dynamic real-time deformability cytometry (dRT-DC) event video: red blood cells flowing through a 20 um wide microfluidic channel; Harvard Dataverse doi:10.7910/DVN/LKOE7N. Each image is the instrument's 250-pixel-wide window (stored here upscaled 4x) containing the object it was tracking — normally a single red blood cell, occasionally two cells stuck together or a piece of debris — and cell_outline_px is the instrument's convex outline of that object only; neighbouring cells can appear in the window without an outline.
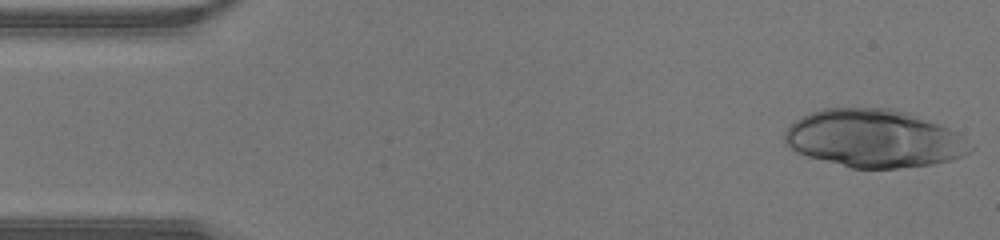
{"species": "human", "species_latin": "Homo sapiens", "temperature_condition": "warm", "stored_images_in_passage": 43, "camera_frame_rate_fps": 3000, "um_per_image_px": 0.085, "donor": {"sex": "male"}, "frame": {"image": 1, "passage_image": 1, "time_ms": 0.0, "image_size_px": [1000, 240], "cell_outline_px": [[976, 148], [972, 152], [952, 160], [932, 164], [896, 168], [852, 168], [808, 156], [796, 152], [784, 144], [784, 132], [796, 120], [812, 112], [824, 108], [888, 108], [908, 112], [948, 128], [956, 132]], "centroid_in_image_um": [74.3, 11.78], "position_along_channel_um": 10.7, "area_um2": 62.42}}
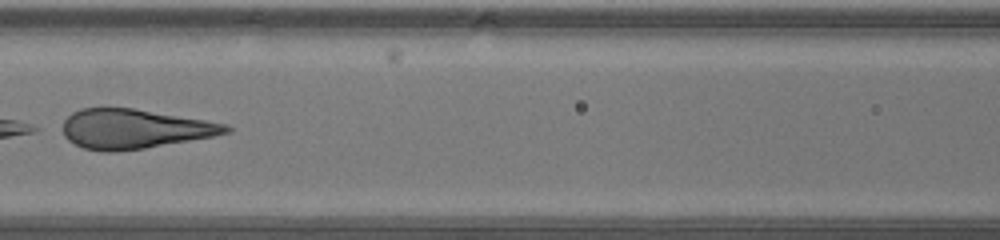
{"frame": {"image": 2, "passage_image": 19, "time_ms": 6.0, "image_size_px": [1000, 240], "cell_outline_px": [[232, 132], [212, 136], [144, 148], [116, 152], [104, 152], [84, 148], [68, 140], [64, 136], [64, 120], [72, 112], [80, 108], [132, 108], [228, 124], [232, 128]], "centroid_in_image_um": [11.41, 10.96], "position_along_channel_um": 155.2, "area_um2": 37.22}}
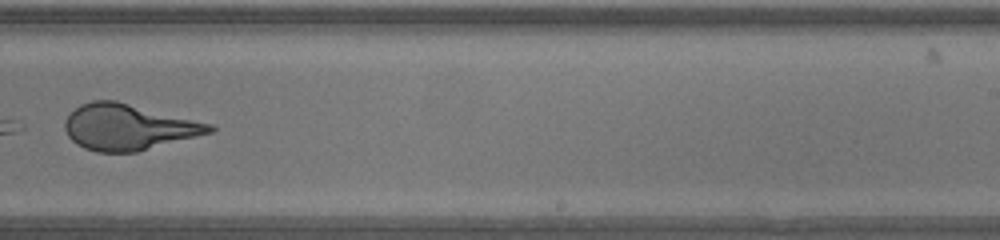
{"frame": {"image": 3, "passage_image": 27, "time_ms": 8.667, "image_size_px": [1000, 240], "cell_outline_px": [[216, 128], [212, 132], [136, 152], [96, 152], [84, 148], [76, 144], [68, 136], [64, 128], [64, 120], [80, 104], [92, 100], [116, 100], [212, 124]], "centroid_in_image_um": [10.87, 10.8], "position_along_channel_um": 278.1, "area_um2": 38.55}}